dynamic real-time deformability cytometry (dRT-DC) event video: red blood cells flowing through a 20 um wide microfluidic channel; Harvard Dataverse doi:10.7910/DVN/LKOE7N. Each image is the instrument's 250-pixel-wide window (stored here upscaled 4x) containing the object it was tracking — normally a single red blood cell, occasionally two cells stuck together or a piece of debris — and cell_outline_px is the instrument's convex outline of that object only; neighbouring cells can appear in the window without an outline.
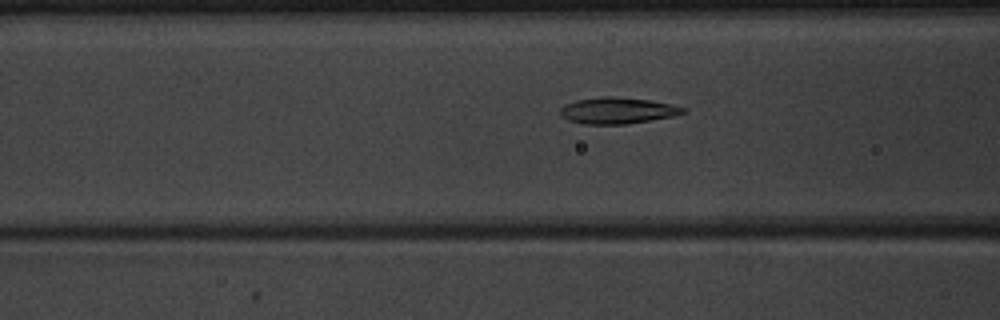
{"species": "common noctule bat (a hibernating species)", "species_latin": "Nyctalus noctula", "temperature_condition": "warm", "stored_images_in_passage": 43, "camera_frame_rate_fps": 3000, "um_per_image_px": 0.085, "animal": {"sex": "male", "body_mass_g": 20.1, "forearm_length_mm": 53.5}, "frame": {"image": 1, "passage_image": 13, "time_ms": 4.0, "image_size_px": [1000, 320], "cell_outline_px": [[688, 112], [672, 116], [624, 124], [584, 124], [568, 120], [560, 116], [560, 108], [564, 104], [576, 100], [600, 96], [612, 96], [648, 100], [672, 104], [688, 108]], "centroid_in_image_um": [52.47, 9.39], "position_along_channel_um": 114.1, "area_um2": 18.9}}
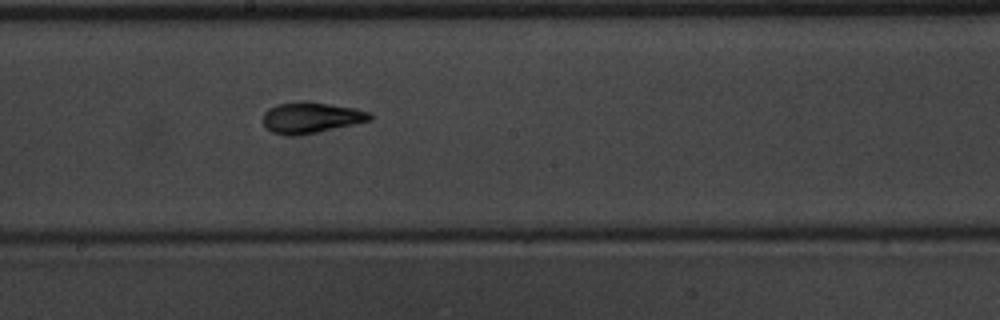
{"frame": {"image": 2, "passage_image": 21, "time_ms": 6.667, "image_size_px": [1000, 320], "cell_outline_px": [[372, 120], [316, 132], [296, 136], [284, 136], [272, 132], [264, 124], [264, 112], [268, 108], [276, 104], [300, 100], [308, 100], [356, 108], [372, 112]], "centroid_in_image_um": [26.44, 9.97], "position_along_channel_um": 221.8, "area_um2": 19.59}}
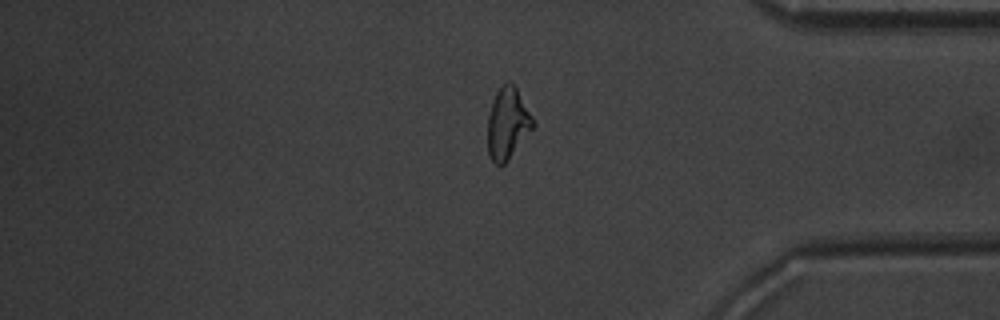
{"frame": {"image": 3, "passage_image": 35, "time_ms": 11.333, "image_size_px": [1000, 320], "cell_outline_px": [[536, 124], [508, 160], [500, 168], [488, 156], [488, 116], [492, 100], [496, 92], [508, 80], [516, 88], [532, 116]], "centroid_in_image_um": [43.13, 10.52], "position_along_channel_um": 392.1, "area_um2": 18.79}, "authors_computed_cell_mechanics": {"area_um2": 18.785, "velocity_mm_per_s": 4.0281, "shape_relaxation_time_tau1_ms": 3.4769, "shape_relaxation_time_tau2_ms": 1.5058, "deformation_change_tau1": 0.1633, "deformation_change_tau2": 0.0714}}